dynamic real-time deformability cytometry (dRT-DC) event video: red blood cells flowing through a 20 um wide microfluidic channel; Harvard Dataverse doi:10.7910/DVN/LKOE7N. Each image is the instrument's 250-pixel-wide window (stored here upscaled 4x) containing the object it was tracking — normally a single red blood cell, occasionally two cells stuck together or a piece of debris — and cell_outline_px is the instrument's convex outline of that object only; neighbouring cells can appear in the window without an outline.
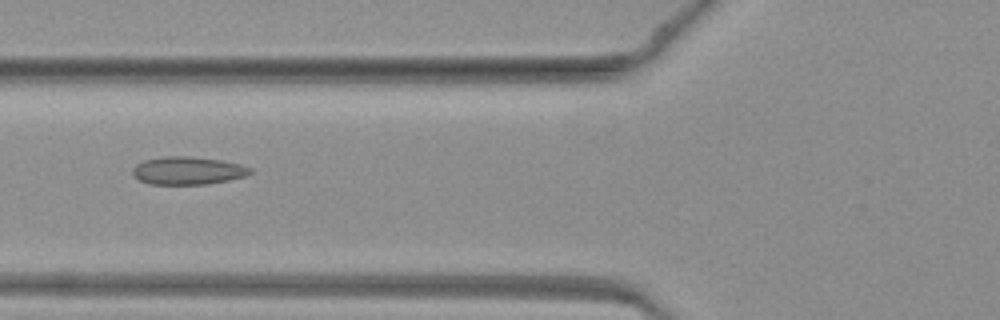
{"species": "common noctule bat (a hibernating species)", "species_latin": "Nyctalus noctula", "temperature_condition": "warm", "stored_images_in_passage": 44, "camera_frame_rate_fps": 3000, "um_per_image_px": 0.085, "animal": {"sex": "female", "body_mass_g": 19.3, "forearm_length_mm": 54.1}, "frame": {"image": 1, "passage_image": 16, "time_ms": 5.0, "image_size_px": [1000, 320], "cell_outline_px": [[256, 172], [244, 176], [228, 180], [208, 184], [148, 184], [140, 180], [132, 172], [132, 168], [136, 164], [144, 160], [164, 156], [188, 156], [220, 160], [240, 164], [252, 168]], "centroid_in_image_um": [15.98, 14.5], "position_along_channel_um": 109.8, "area_um2": 19.13}}
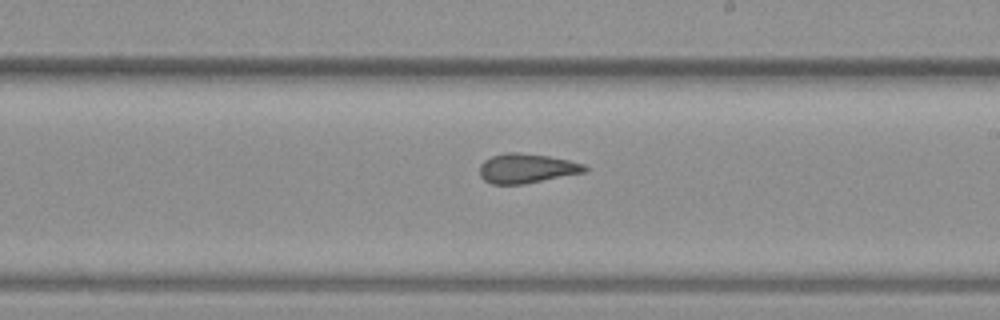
{"frame": {"image": 2, "passage_image": 25, "time_ms": 8.0, "image_size_px": [1000, 320], "cell_outline_px": [[588, 168], [584, 172], [524, 184], [492, 184], [484, 180], [480, 176], [480, 164], [484, 160], [492, 156], [504, 152], [516, 152], [548, 156], [568, 160], [584, 164]], "centroid_in_image_um": [44.73, 14.31], "position_along_channel_um": 244.3, "area_um2": 17.98}}
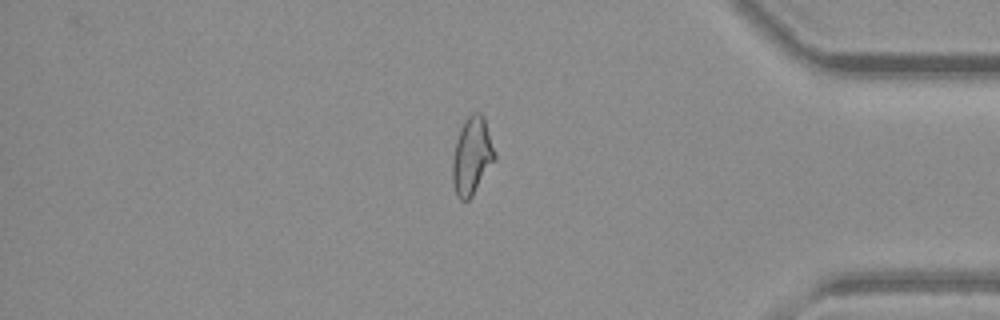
{"frame": {"image": 3, "passage_image": 37, "time_ms": 12.0, "image_size_px": [1000, 320], "cell_outline_px": [[496, 160], [472, 196], [468, 200], [460, 200], [456, 196], [452, 184], [452, 160], [456, 140], [460, 128], [468, 116], [472, 112], [480, 112], [484, 116], [496, 152]], "centroid_in_image_um": [40.12, 13.26], "position_along_channel_um": 395.1, "area_um2": 19.42}}